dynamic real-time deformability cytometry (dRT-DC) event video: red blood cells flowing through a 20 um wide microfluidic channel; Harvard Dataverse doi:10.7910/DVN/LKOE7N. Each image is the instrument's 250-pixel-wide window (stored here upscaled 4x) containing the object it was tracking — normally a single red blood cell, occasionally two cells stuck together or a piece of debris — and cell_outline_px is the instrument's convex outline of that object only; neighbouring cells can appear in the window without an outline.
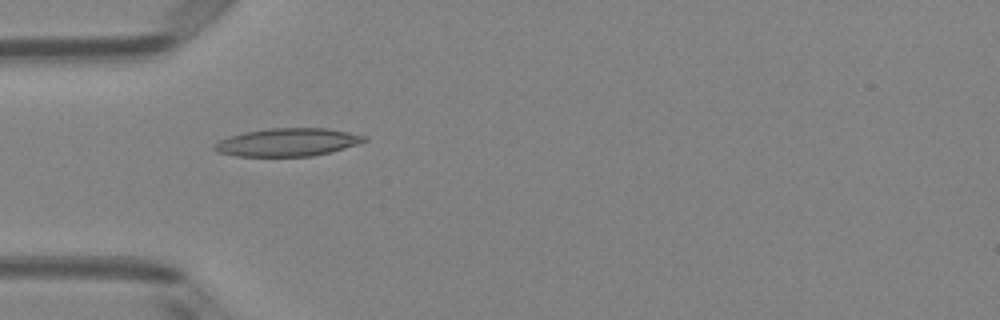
{"species": "Egyptian fruit bat (a non-hibernating species)", "species_latin": "Rousettus aegyptiacus", "temperature_condition": "room temperature", "stored_images_in_passage": 49, "camera_frame_rate_fps": 3000, "um_per_image_px": 0.085, "animal": {"sex": "female"}, "frame": {"image": 1, "passage_image": 15, "time_ms": 4.667, "image_size_px": [1000, 320], "cell_outline_px": [[368, 140], [344, 148], [312, 156], [236, 156], [216, 152], [212, 148], [212, 144], [228, 136], [244, 132], [268, 128], [328, 128], [368, 136]], "centroid_in_image_um": [24.4, 12.08], "position_along_channel_um": 60.6, "area_um2": 24.51}}
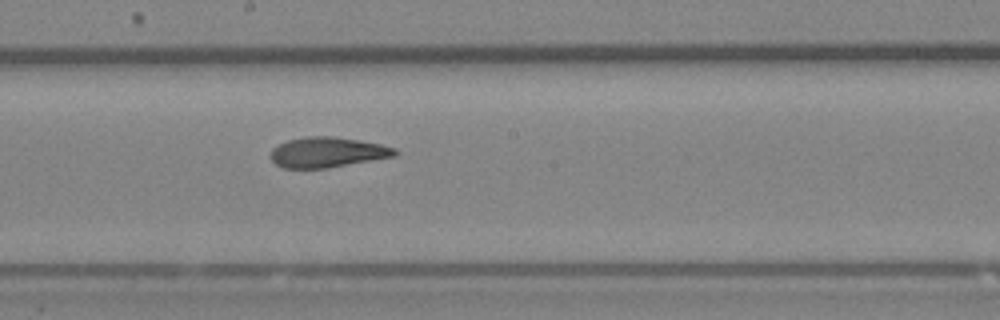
{"frame": {"image": 2, "passage_image": 27, "time_ms": 8.667, "image_size_px": [1000, 320], "cell_outline_px": [[400, 152], [396, 156], [328, 168], [284, 168], [276, 164], [268, 156], [272, 148], [288, 140], [308, 136], [332, 136], [380, 144], [396, 148]], "centroid_in_image_um": [27.83, 12.95], "position_along_channel_um": 220.4, "area_um2": 21.96}}
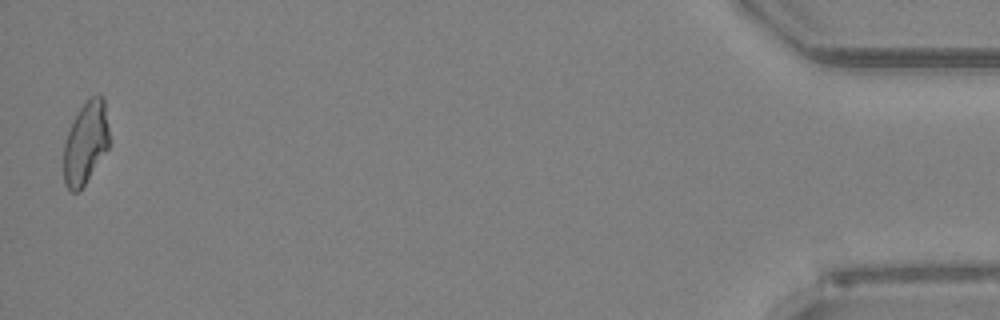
{"frame": {"image": 3, "passage_image": 49, "time_ms": 16.0, "image_size_px": [1000, 320], "cell_outline_px": [[108, 148], [80, 192], [72, 192], [64, 184], [64, 144], [68, 132], [76, 112], [96, 92], [100, 92], [104, 96], [108, 128]], "centroid_in_image_um": [7.28, 12.13], "position_along_channel_um": 427.9, "area_um2": 21.96}, "authors_computed_cell_mechanics": {"area_um2": 22.542, "velocity_mm_per_s": 4.0571, "shape_relaxation_time_tau1_ms": 5.7916, "shape_relaxation_time_tau2_ms": 2.4703, "deformation_change_tau1": 0.1659, "deformation_change_tau2": 0.0954}}